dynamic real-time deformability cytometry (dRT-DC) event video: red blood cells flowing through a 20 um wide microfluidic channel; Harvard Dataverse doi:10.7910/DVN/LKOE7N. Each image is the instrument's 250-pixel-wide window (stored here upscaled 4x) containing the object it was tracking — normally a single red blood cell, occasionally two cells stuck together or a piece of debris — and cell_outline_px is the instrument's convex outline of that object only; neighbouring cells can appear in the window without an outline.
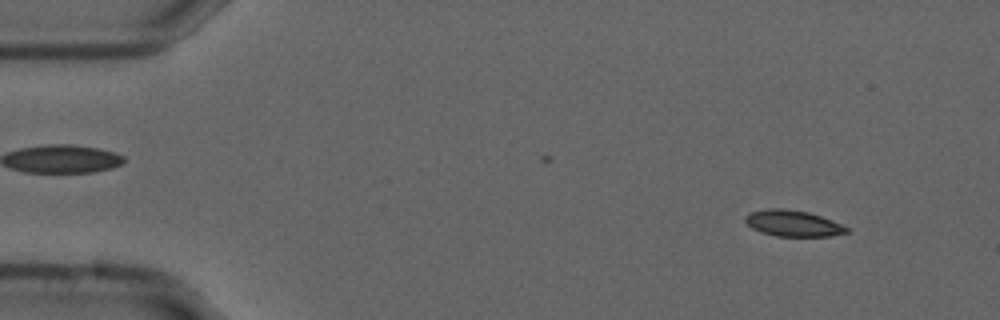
{"species": "common noctule bat (a hibernating species)", "species_latin": "Nyctalus noctula", "temperature_condition": "cold", "stored_images_in_passage": 48, "camera_frame_rate_fps": 3000, "um_per_image_px": 0.085, "animal": {"sex": "male", "forearm_length_mm": 52.5}, "frame": {"image": 1, "passage_image": 5, "time_ms": 1.333, "image_size_px": [1000, 320], "cell_outline_px": [[848, 232], [832, 236], [776, 236], [760, 232], [752, 228], [744, 220], [744, 216], [748, 212], [768, 208], [784, 208], [808, 212], [832, 220], [848, 228]], "centroid_in_image_um": [67.36, 18.97], "position_along_channel_um": 17.6, "area_um2": 15.49}}
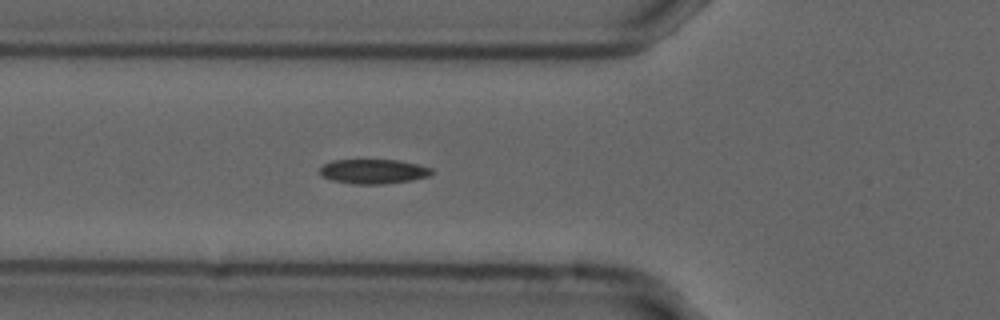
{"frame": {"image": 2, "passage_image": 19, "time_ms": 6.0, "image_size_px": [1000, 320], "cell_outline_px": [[432, 172], [428, 176], [412, 180], [380, 184], [356, 184], [332, 180], [320, 176], [320, 168], [324, 164], [332, 160], [400, 160], [432, 168]], "centroid_in_image_um": [31.71, 14.57], "position_along_channel_um": 94.1, "area_um2": 15.9}}
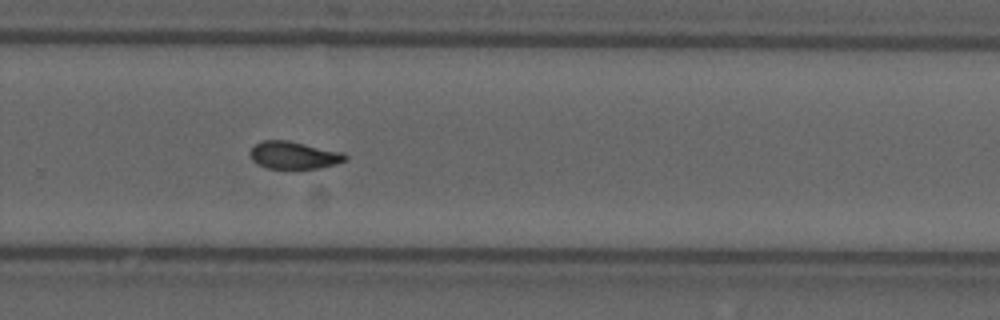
{"frame": {"image": 3, "passage_image": 36, "time_ms": 11.667, "image_size_px": [1000, 320], "cell_outline_px": [[348, 160], [336, 164], [320, 168], [268, 168], [256, 164], [252, 160], [252, 148], [260, 140], [288, 140], [344, 152], [348, 156]], "centroid_in_image_um": [25.03, 13.18], "position_along_channel_um": 304.8, "area_um2": 15.26}, "authors_computed_cell_mechanics": {"area_um2": 15.7794, "velocity_mm_per_s": 3.723, "shape_relaxation_time_tau1_ms": 7.1813, "shape_relaxation_time_tau2_ms": 2.6153, "deformation_change_tau1": 0.1491, "deformation_change_tau2": 0.0771}}